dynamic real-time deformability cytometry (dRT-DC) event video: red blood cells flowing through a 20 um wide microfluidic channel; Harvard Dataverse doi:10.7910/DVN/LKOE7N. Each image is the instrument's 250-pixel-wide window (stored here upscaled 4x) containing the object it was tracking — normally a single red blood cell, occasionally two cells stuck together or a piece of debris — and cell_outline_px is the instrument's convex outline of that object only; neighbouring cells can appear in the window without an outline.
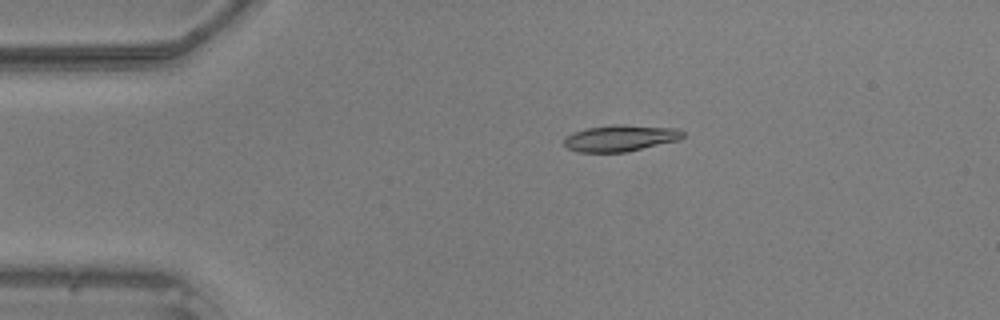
{"species": "common noctule bat (a hibernating species)", "species_latin": "Nyctalus noctula", "temperature_condition": "warm", "stored_images_in_passage": 8, "camera_frame_rate_fps": 3000, "um_per_image_px": 0.085, "animal": {"sex": "male", "body_mass_g": 20.5, "forearm_length_mm": 52.5}, "frame": {"image": 1, "passage_image": 1, "time_ms": 0.0, "image_size_px": [1000, 320], "cell_outline_px": [[684, 136], [680, 140], [628, 152], [580, 152], [568, 148], [564, 144], [564, 136], [584, 128], [612, 124], [624, 124], [680, 128], [684, 132]], "centroid_in_image_um": [52.77, 11.73], "position_along_channel_um": 32.2, "area_um2": 18.73}}
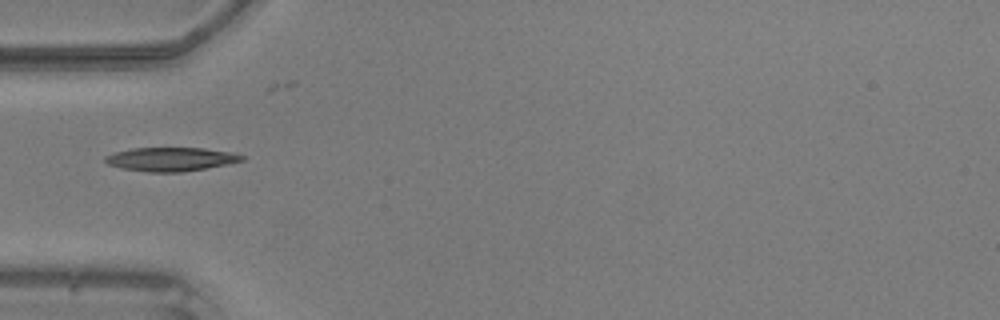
{"frame": {"image": 2, "passage_image": 7, "time_ms": 2.0, "image_size_px": [1000, 320], "cell_outline_px": [[244, 160], [228, 164], [184, 172], [148, 172], [120, 168], [108, 164], [104, 160], [104, 156], [112, 152], [132, 148], [204, 148], [228, 152], [244, 156]], "centroid_in_image_um": [14.46, 13.53], "position_along_channel_um": 70.5, "area_um2": 18.96}}